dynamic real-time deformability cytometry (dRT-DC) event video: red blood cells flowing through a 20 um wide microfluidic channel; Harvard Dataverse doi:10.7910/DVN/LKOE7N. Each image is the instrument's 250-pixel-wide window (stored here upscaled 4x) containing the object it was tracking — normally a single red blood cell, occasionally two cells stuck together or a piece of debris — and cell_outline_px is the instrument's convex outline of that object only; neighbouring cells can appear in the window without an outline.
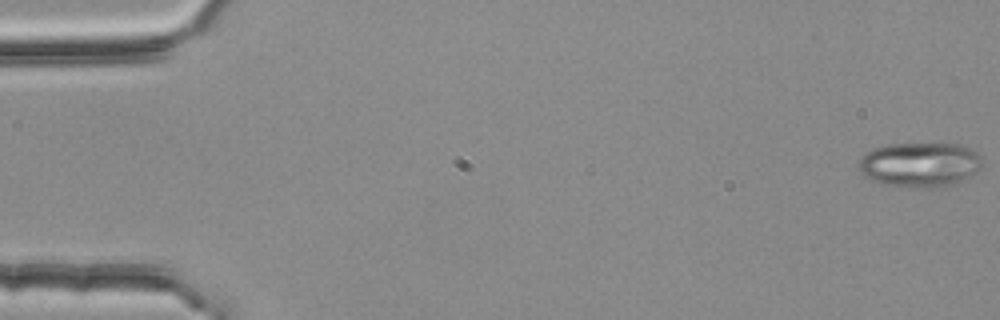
{"species": "common noctule bat (a hibernating species)", "species_latin": "Nyctalus noctula", "temperature_condition": "room temperature", "stored_images_in_passage": 5, "camera_frame_rate_fps": 3000, "um_per_image_px": 0.085, "animal": {"sex": "female", "body_mass_g": 25.1}, "frame": {"image": 1, "passage_image": 1, "time_ms": 0.0, "image_size_px": [1000, 320], "cell_outline_px": [[980, 168], [976, 172], [956, 184], [944, 188], [924, 188], [880, 184], [864, 176], [860, 172], [856, 164], [872, 148], [884, 144], [960, 144], [976, 152], [980, 156]], "centroid_in_image_um": [78.16, 14.01], "position_along_channel_um": 6.8, "area_um2": 32.43}}